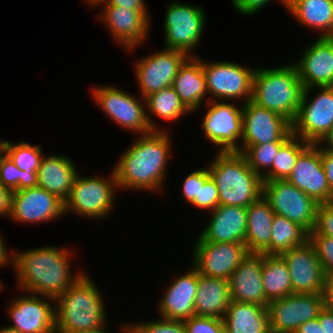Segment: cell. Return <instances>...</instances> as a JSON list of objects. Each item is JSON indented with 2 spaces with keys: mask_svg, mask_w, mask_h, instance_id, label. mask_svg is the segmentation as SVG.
<instances>
[{
  "mask_svg": "<svg viewBox=\"0 0 333 333\" xmlns=\"http://www.w3.org/2000/svg\"><path fill=\"white\" fill-rule=\"evenodd\" d=\"M64 215V202L39 186L11 193L8 219L12 222L48 223Z\"/></svg>",
  "mask_w": 333,
  "mask_h": 333,
  "instance_id": "obj_19",
  "label": "cell"
},
{
  "mask_svg": "<svg viewBox=\"0 0 333 333\" xmlns=\"http://www.w3.org/2000/svg\"><path fill=\"white\" fill-rule=\"evenodd\" d=\"M262 196L275 214L299 224L308 233L314 230L319 203L288 180L263 181Z\"/></svg>",
  "mask_w": 333,
  "mask_h": 333,
  "instance_id": "obj_12",
  "label": "cell"
},
{
  "mask_svg": "<svg viewBox=\"0 0 333 333\" xmlns=\"http://www.w3.org/2000/svg\"><path fill=\"white\" fill-rule=\"evenodd\" d=\"M208 167L198 168L186 175L182 183V197L191 204L194 200H199L200 185L209 177Z\"/></svg>",
  "mask_w": 333,
  "mask_h": 333,
  "instance_id": "obj_41",
  "label": "cell"
},
{
  "mask_svg": "<svg viewBox=\"0 0 333 333\" xmlns=\"http://www.w3.org/2000/svg\"><path fill=\"white\" fill-rule=\"evenodd\" d=\"M316 91L314 97L309 98L310 93ZM332 127L333 86L305 88L292 122V134L306 142L317 144Z\"/></svg>",
  "mask_w": 333,
  "mask_h": 333,
  "instance_id": "obj_10",
  "label": "cell"
},
{
  "mask_svg": "<svg viewBox=\"0 0 333 333\" xmlns=\"http://www.w3.org/2000/svg\"><path fill=\"white\" fill-rule=\"evenodd\" d=\"M309 242L314 246L325 275L333 273V238L309 233Z\"/></svg>",
  "mask_w": 333,
  "mask_h": 333,
  "instance_id": "obj_40",
  "label": "cell"
},
{
  "mask_svg": "<svg viewBox=\"0 0 333 333\" xmlns=\"http://www.w3.org/2000/svg\"><path fill=\"white\" fill-rule=\"evenodd\" d=\"M121 325V326H120ZM120 326V327H119ZM118 326L119 330L122 332V333H133L129 327L127 325H125V323L122 322V324L120 323Z\"/></svg>",
  "mask_w": 333,
  "mask_h": 333,
  "instance_id": "obj_57",
  "label": "cell"
},
{
  "mask_svg": "<svg viewBox=\"0 0 333 333\" xmlns=\"http://www.w3.org/2000/svg\"><path fill=\"white\" fill-rule=\"evenodd\" d=\"M145 101L147 119L153 131H167L163 126L161 127L159 124L156 125V121L152 120L154 116L162 118L163 121L166 122H178L183 116H185V114H192V112L183 104L172 86L150 94L145 98Z\"/></svg>",
  "mask_w": 333,
  "mask_h": 333,
  "instance_id": "obj_32",
  "label": "cell"
},
{
  "mask_svg": "<svg viewBox=\"0 0 333 333\" xmlns=\"http://www.w3.org/2000/svg\"><path fill=\"white\" fill-rule=\"evenodd\" d=\"M110 176H76L71 193L64 202V214L72 213L83 218L101 220L110 216L115 208L119 191L114 171Z\"/></svg>",
  "mask_w": 333,
  "mask_h": 333,
  "instance_id": "obj_6",
  "label": "cell"
},
{
  "mask_svg": "<svg viewBox=\"0 0 333 333\" xmlns=\"http://www.w3.org/2000/svg\"><path fill=\"white\" fill-rule=\"evenodd\" d=\"M232 5L236 12L243 14L244 16H254L263 8L274 0H231ZM282 4L286 9L287 0H277V3Z\"/></svg>",
  "mask_w": 333,
  "mask_h": 333,
  "instance_id": "obj_45",
  "label": "cell"
},
{
  "mask_svg": "<svg viewBox=\"0 0 333 333\" xmlns=\"http://www.w3.org/2000/svg\"><path fill=\"white\" fill-rule=\"evenodd\" d=\"M166 7L163 47L196 56L195 49L199 46L206 27L207 15L204 8L180 1L167 3Z\"/></svg>",
  "mask_w": 333,
  "mask_h": 333,
  "instance_id": "obj_8",
  "label": "cell"
},
{
  "mask_svg": "<svg viewBox=\"0 0 333 333\" xmlns=\"http://www.w3.org/2000/svg\"><path fill=\"white\" fill-rule=\"evenodd\" d=\"M223 323L225 333H271L268 309L261 305L231 300Z\"/></svg>",
  "mask_w": 333,
  "mask_h": 333,
  "instance_id": "obj_30",
  "label": "cell"
},
{
  "mask_svg": "<svg viewBox=\"0 0 333 333\" xmlns=\"http://www.w3.org/2000/svg\"><path fill=\"white\" fill-rule=\"evenodd\" d=\"M320 148L324 150H332L333 151V127L329 130V132L317 143ZM323 146V147H322Z\"/></svg>",
  "mask_w": 333,
  "mask_h": 333,
  "instance_id": "obj_53",
  "label": "cell"
},
{
  "mask_svg": "<svg viewBox=\"0 0 333 333\" xmlns=\"http://www.w3.org/2000/svg\"><path fill=\"white\" fill-rule=\"evenodd\" d=\"M97 15L111 37L126 51L133 53L148 40L151 16L148 10H129L119 6L103 5ZM147 39V40H146Z\"/></svg>",
  "mask_w": 333,
  "mask_h": 333,
  "instance_id": "obj_17",
  "label": "cell"
},
{
  "mask_svg": "<svg viewBox=\"0 0 333 333\" xmlns=\"http://www.w3.org/2000/svg\"><path fill=\"white\" fill-rule=\"evenodd\" d=\"M324 333H333V308L325 306L318 316Z\"/></svg>",
  "mask_w": 333,
  "mask_h": 333,
  "instance_id": "obj_48",
  "label": "cell"
},
{
  "mask_svg": "<svg viewBox=\"0 0 333 333\" xmlns=\"http://www.w3.org/2000/svg\"><path fill=\"white\" fill-rule=\"evenodd\" d=\"M5 239L2 236V232L0 233V267H6V265L14 267V251H9L7 249V244L5 243ZM12 254V255H11Z\"/></svg>",
  "mask_w": 333,
  "mask_h": 333,
  "instance_id": "obj_49",
  "label": "cell"
},
{
  "mask_svg": "<svg viewBox=\"0 0 333 333\" xmlns=\"http://www.w3.org/2000/svg\"><path fill=\"white\" fill-rule=\"evenodd\" d=\"M196 57L202 62L209 101L234 102L239 99L244 104L251 100L255 67L227 60L207 62L197 55Z\"/></svg>",
  "mask_w": 333,
  "mask_h": 333,
  "instance_id": "obj_9",
  "label": "cell"
},
{
  "mask_svg": "<svg viewBox=\"0 0 333 333\" xmlns=\"http://www.w3.org/2000/svg\"><path fill=\"white\" fill-rule=\"evenodd\" d=\"M190 56L180 50L161 48L134 62V75L139 88L138 96L146 98L152 93L172 86L179 68Z\"/></svg>",
  "mask_w": 333,
  "mask_h": 333,
  "instance_id": "obj_13",
  "label": "cell"
},
{
  "mask_svg": "<svg viewBox=\"0 0 333 333\" xmlns=\"http://www.w3.org/2000/svg\"><path fill=\"white\" fill-rule=\"evenodd\" d=\"M0 333H23L7 325L0 328Z\"/></svg>",
  "mask_w": 333,
  "mask_h": 333,
  "instance_id": "obj_55",
  "label": "cell"
},
{
  "mask_svg": "<svg viewBox=\"0 0 333 333\" xmlns=\"http://www.w3.org/2000/svg\"><path fill=\"white\" fill-rule=\"evenodd\" d=\"M191 205L209 212L219 206V190L211 176L204 181L203 185H200L199 200H194Z\"/></svg>",
  "mask_w": 333,
  "mask_h": 333,
  "instance_id": "obj_42",
  "label": "cell"
},
{
  "mask_svg": "<svg viewBox=\"0 0 333 333\" xmlns=\"http://www.w3.org/2000/svg\"><path fill=\"white\" fill-rule=\"evenodd\" d=\"M309 142L292 135L278 150L272 168L262 177V181L287 180L300 153Z\"/></svg>",
  "mask_w": 333,
  "mask_h": 333,
  "instance_id": "obj_35",
  "label": "cell"
},
{
  "mask_svg": "<svg viewBox=\"0 0 333 333\" xmlns=\"http://www.w3.org/2000/svg\"><path fill=\"white\" fill-rule=\"evenodd\" d=\"M4 153L25 173H37L42 157V146L31 145L21 140L17 144L0 140Z\"/></svg>",
  "mask_w": 333,
  "mask_h": 333,
  "instance_id": "obj_36",
  "label": "cell"
},
{
  "mask_svg": "<svg viewBox=\"0 0 333 333\" xmlns=\"http://www.w3.org/2000/svg\"><path fill=\"white\" fill-rule=\"evenodd\" d=\"M3 285H4V284H3L2 281L0 280V292H1V290H3V288H2Z\"/></svg>",
  "mask_w": 333,
  "mask_h": 333,
  "instance_id": "obj_59",
  "label": "cell"
},
{
  "mask_svg": "<svg viewBox=\"0 0 333 333\" xmlns=\"http://www.w3.org/2000/svg\"><path fill=\"white\" fill-rule=\"evenodd\" d=\"M190 267L188 272L178 274L159 298L157 311L160 318L184 321L195 316L198 271L192 265Z\"/></svg>",
  "mask_w": 333,
  "mask_h": 333,
  "instance_id": "obj_23",
  "label": "cell"
},
{
  "mask_svg": "<svg viewBox=\"0 0 333 333\" xmlns=\"http://www.w3.org/2000/svg\"><path fill=\"white\" fill-rule=\"evenodd\" d=\"M133 333H187L180 320L156 319L125 323Z\"/></svg>",
  "mask_w": 333,
  "mask_h": 333,
  "instance_id": "obj_39",
  "label": "cell"
},
{
  "mask_svg": "<svg viewBox=\"0 0 333 333\" xmlns=\"http://www.w3.org/2000/svg\"><path fill=\"white\" fill-rule=\"evenodd\" d=\"M104 305L96 283L84 273L55 298L56 332L108 330Z\"/></svg>",
  "mask_w": 333,
  "mask_h": 333,
  "instance_id": "obj_3",
  "label": "cell"
},
{
  "mask_svg": "<svg viewBox=\"0 0 333 333\" xmlns=\"http://www.w3.org/2000/svg\"><path fill=\"white\" fill-rule=\"evenodd\" d=\"M324 297L326 306L333 308V273L325 275Z\"/></svg>",
  "mask_w": 333,
  "mask_h": 333,
  "instance_id": "obj_52",
  "label": "cell"
},
{
  "mask_svg": "<svg viewBox=\"0 0 333 333\" xmlns=\"http://www.w3.org/2000/svg\"><path fill=\"white\" fill-rule=\"evenodd\" d=\"M295 333H324L319 319H313L303 323Z\"/></svg>",
  "mask_w": 333,
  "mask_h": 333,
  "instance_id": "obj_51",
  "label": "cell"
},
{
  "mask_svg": "<svg viewBox=\"0 0 333 333\" xmlns=\"http://www.w3.org/2000/svg\"><path fill=\"white\" fill-rule=\"evenodd\" d=\"M304 89L333 86V39L317 37L305 46L299 60L293 62Z\"/></svg>",
  "mask_w": 333,
  "mask_h": 333,
  "instance_id": "obj_22",
  "label": "cell"
},
{
  "mask_svg": "<svg viewBox=\"0 0 333 333\" xmlns=\"http://www.w3.org/2000/svg\"><path fill=\"white\" fill-rule=\"evenodd\" d=\"M54 305V298L23 292L7 306L8 326L23 333H56Z\"/></svg>",
  "mask_w": 333,
  "mask_h": 333,
  "instance_id": "obj_18",
  "label": "cell"
},
{
  "mask_svg": "<svg viewBox=\"0 0 333 333\" xmlns=\"http://www.w3.org/2000/svg\"><path fill=\"white\" fill-rule=\"evenodd\" d=\"M171 131H153L138 135L121 154L113 171L118 189L152 191L165 187L166 170L171 160ZM170 133V134H169ZM170 157V158H169Z\"/></svg>",
  "mask_w": 333,
  "mask_h": 333,
  "instance_id": "obj_1",
  "label": "cell"
},
{
  "mask_svg": "<svg viewBox=\"0 0 333 333\" xmlns=\"http://www.w3.org/2000/svg\"><path fill=\"white\" fill-rule=\"evenodd\" d=\"M324 294H297L269 302L271 333H295L303 323L318 318L325 308Z\"/></svg>",
  "mask_w": 333,
  "mask_h": 333,
  "instance_id": "obj_15",
  "label": "cell"
},
{
  "mask_svg": "<svg viewBox=\"0 0 333 333\" xmlns=\"http://www.w3.org/2000/svg\"><path fill=\"white\" fill-rule=\"evenodd\" d=\"M230 302L229 280L198 274L195 316L223 319Z\"/></svg>",
  "mask_w": 333,
  "mask_h": 333,
  "instance_id": "obj_28",
  "label": "cell"
},
{
  "mask_svg": "<svg viewBox=\"0 0 333 333\" xmlns=\"http://www.w3.org/2000/svg\"><path fill=\"white\" fill-rule=\"evenodd\" d=\"M207 165L219 190V205L247 208L262 196V178L239 152H216Z\"/></svg>",
  "mask_w": 333,
  "mask_h": 333,
  "instance_id": "obj_5",
  "label": "cell"
},
{
  "mask_svg": "<svg viewBox=\"0 0 333 333\" xmlns=\"http://www.w3.org/2000/svg\"><path fill=\"white\" fill-rule=\"evenodd\" d=\"M11 191L0 184V216L8 218L10 214Z\"/></svg>",
  "mask_w": 333,
  "mask_h": 333,
  "instance_id": "obj_50",
  "label": "cell"
},
{
  "mask_svg": "<svg viewBox=\"0 0 333 333\" xmlns=\"http://www.w3.org/2000/svg\"><path fill=\"white\" fill-rule=\"evenodd\" d=\"M72 160L64 153L44 155L37 170L38 186L63 202L69 197L78 175V169Z\"/></svg>",
  "mask_w": 333,
  "mask_h": 333,
  "instance_id": "obj_26",
  "label": "cell"
},
{
  "mask_svg": "<svg viewBox=\"0 0 333 333\" xmlns=\"http://www.w3.org/2000/svg\"><path fill=\"white\" fill-rule=\"evenodd\" d=\"M93 101L98 108L107 115L119 128L126 129L138 135L153 132L146 111L144 98L134 96L128 91L108 85L94 86L91 88Z\"/></svg>",
  "mask_w": 333,
  "mask_h": 333,
  "instance_id": "obj_7",
  "label": "cell"
},
{
  "mask_svg": "<svg viewBox=\"0 0 333 333\" xmlns=\"http://www.w3.org/2000/svg\"><path fill=\"white\" fill-rule=\"evenodd\" d=\"M262 281L269 302L292 294L290 274L281 255L263 254Z\"/></svg>",
  "mask_w": 333,
  "mask_h": 333,
  "instance_id": "obj_33",
  "label": "cell"
},
{
  "mask_svg": "<svg viewBox=\"0 0 333 333\" xmlns=\"http://www.w3.org/2000/svg\"><path fill=\"white\" fill-rule=\"evenodd\" d=\"M172 87L193 113L200 110L204 100L209 101L202 62L196 56H190L179 68Z\"/></svg>",
  "mask_w": 333,
  "mask_h": 333,
  "instance_id": "obj_27",
  "label": "cell"
},
{
  "mask_svg": "<svg viewBox=\"0 0 333 333\" xmlns=\"http://www.w3.org/2000/svg\"><path fill=\"white\" fill-rule=\"evenodd\" d=\"M208 223L198 237L213 243L240 242L245 244L247 208L219 205L209 212Z\"/></svg>",
  "mask_w": 333,
  "mask_h": 333,
  "instance_id": "obj_25",
  "label": "cell"
},
{
  "mask_svg": "<svg viewBox=\"0 0 333 333\" xmlns=\"http://www.w3.org/2000/svg\"><path fill=\"white\" fill-rule=\"evenodd\" d=\"M286 11L317 37L333 35V0H287Z\"/></svg>",
  "mask_w": 333,
  "mask_h": 333,
  "instance_id": "obj_31",
  "label": "cell"
},
{
  "mask_svg": "<svg viewBox=\"0 0 333 333\" xmlns=\"http://www.w3.org/2000/svg\"><path fill=\"white\" fill-rule=\"evenodd\" d=\"M287 180L319 204L333 202L321 159V148L317 144L310 143L300 153Z\"/></svg>",
  "mask_w": 333,
  "mask_h": 333,
  "instance_id": "obj_21",
  "label": "cell"
},
{
  "mask_svg": "<svg viewBox=\"0 0 333 333\" xmlns=\"http://www.w3.org/2000/svg\"><path fill=\"white\" fill-rule=\"evenodd\" d=\"M183 322L187 333H224L223 319L192 316Z\"/></svg>",
  "mask_w": 333,
  "mask_h": 333,
  "instance_id": "obj_43",
  "label": "cell"
},
{
  "mask_svg": "<svg viewBox=\"0 0 333 333\" xmlns=\"http://www.w3.org/2000/svg\"><path fill=\"white\" fill-rule=\"evenodd\" d=\"M304 87L294 63L255 68L251 101L294 121Z\"/></svg>",
  "mask_w": 333,
  "mask_h": 333,
  "instance_id": "obj_4",
  "label": "cell"
},
{
  "mask_svg": "<svg viewBox=\"0 0 333 333\" xmlns=\"http://www.w3.org/2000/svg\"><path fill=\"white\" fill-rule=\"evenodd\" d=\"M285 142H269L261 145L246 147L241 154L245 157L249 167L261 178L272 168L279 148Z\"/></svg>",
  "mask_w": 333,
  "mask_h": 333,
  "instance_id": "obj_38",
  "label": "cell"
},
{
  "mask_svg": "<svg viewBox=\"0 0 333 333\" xmlns=\"http://www.w3.org/2000/svg\"><path fill=\"white\" fill-rule=\"evenodd\" d=\"M313 231L319 235L333 238V202L319 204Z\"/></svg>",
  "mask_w": 333,
  "mask_h": 333,
  "instance_id": "obj_44",
  "label": "cell"
},
{
  "mask_svg": "<svg viewBox=\"0 0 333 333\" xmlns=\"http://www.w3.org/2000/svg\"><path fill=\"white\" fill-rule=\"evenodd\" d=\"M4 153V150H3V148H2V146H1V144H0V157H1V155Z\"/></svg>",
  "mask_w": 333,
  "mask_h": 333,
  "instance_id": "obj_58",
  "label": "cell"
},
{
  "mask_svg": "<svg viewBox=\"0 0 333 333\" xmlns=\"http://www.w3.org/2000/svg\"><path fill=\"white\" fill-rule=\"evenodd\" d=\"M263 253H248L229 278L230 298L268 307L262 281Z\"/></svg>",
  "mask_w": 333,
  "mask_h": 333,
  "instance_id": "obj_24",
  "label": "cell"
},
{
  "mask_svg": "<svg viewBox=\"0 0 333 333\" xmlns=\"http://www.w3.org/2000/svg\"><path fill=\"white\" fill-rule=\"evenodd\" d=\"M275 212L261 196L247 207L245 245L249 253L270 255V240Z\"/></svg>",
  "mask_w": 333,
  "mask_h": 333,
  "instance_id": "obj_29",
  "label": "cell"
},
{
  "mask_svg": "<svg viewBox=\"0 0 333 333\" xmlns=\"http://www.w3.org/2000/svg\"><path fill=\"white\" fill-rule=\"evenodd\" d=\"M321 159L325 169L330 192L333 195V151L321 148Z\"/></svg>",
  "mask_w": 333,
  "mask_h": 333,
  "instance_id": "obj_46",
  "label": "cell"
},
{
  "mask_svg": "<svg viewBox=\"0 0 333 333\" xmlns=\"http://www.w3.org/2000/svg\"><path fill=\"white\" fill-rule=\"evenodd\" d=\"M102 5L122 6V8H128L129 10L149 9L144 0H106Z\"/></svg>",
  "mask_w": 333,
  "mask_h": 333,
  "instance_id": "obj_47",
  "label": "cell"
},
{
  "mask_svg": "<svg viewBox=\"0 0 333 333\" xmlns=\"http://www.w3.org/2000/svg\"><path fill=\"white\" fill-rule=\"evenodd\" d=\"M191 265L205 277L229 280L235 269L249 253L240 242L213 243L197 237L192 247Z\"/></svg>",
  "mask_w": 333,
  "mask_h": 333,
  "instance_id": "obj_16",
  "label": "cell"
},
{
  "mask_svg": "<svg viewBox=\"0 0 333 333\" xmlns=\"http://www.w3.org/2000/svg\"><path fill=\"white\" fill-rule=\"evenodd\" d=\"M56 333H111L110 330H98V331H80V332H56Z\"/></svg>",
  "mask_w": 333,
  "mask_h": 333,
  "instance_id": "obj_56",
  "label": "cell"
},
{
  "mask_svg": "<svg viewBox=\"0 0 333 333\" xmlns=\"http://www.w3.org/2000/svg\"><path fill=\"white\" fill-rule=\"evenodd\" d=\"M242 106L243 134L239 153L251 145L286 142L293 135L292 123L284 116L251 100Z\"/></svg>",
  "mask_w": 333,
  "mask_h": 333,
  "instance_id": "obj_14",
  "label": "cell"
},
{
  "mask_svg": "<svg viewBox=\"0 0 333 333\" xmlns=\"http://www.w3.org/2000/svg\"><path fill=\"white\" fill-rule=\"evenodd\" d=\"M0 184L11 192L36 187L37 173H25L3 153L0 157Z\"/></svg>",
  "mask_w": 333,
  "mask_h": 333,
  "instance_id": "obj_37",
  "label": "cell"
},
{
  "mask_svg": "<svg viewBox=\"0 0 333 333\" xmlns=\"http://www.w3.org/2000/svg\"><path fill=\"white\" fill-rule=\"evenodd\" d=\"M292 283V294H323L325 273L314 246L309 240L302 246L281 254Z\"/></svg>",
  "mask_w": 333,
  "mask_h": 333,
  "instance_id": "obj_20",
  "label": "cell"
},
{
  "mask_svg": "<svg viewBox=\"0 0 333 333\" xmlns=\"http://www.w3.org/2000/svg\"><path fill=\"white\" fill-rule=\"evenodd\" d=\"M241 105V106H240ZM208 101L201 129L217 152H238L243 134L242 104Z\"/></svg>",
  "mask_w": 333,
  "mask_h": 333,
  "instance_id": "obj_11",
  "label": "cell"
},
{
  "mask_svg": "<svg viewBox=\"0 0 333 333\" xmlns=\"http://www.w3.org/2000/svg\"><path fill=\"white\" fill-rule=\"evenodd\" d=\"M72 250L66 247L43 246L15 252L14 275L19 290L29 294L57 298L85 271L72 272ZM72 269V270H71Z\"/></svg>",
  "mask_w": 333,
  "mask_h": 333,
  "instance_id": "obj_2",
  "label": "cell"
},
{
  "mask_svg": "<svg viewBox=\"0 0 333 333\" xmlns=\"http://www.w3.org/2000/svg\"><path fill=\"white\" fill-rule=\"evenodd\" d=\"M85 4L87 3L91 8H97L105 3L106 0H84Z\"/></svg>",
  "mask_w": 333,
  "mask_h": 333,
  "instance_id": "obj_54",
  "label": "cell"
},
{
  "mask_svg": "<svg viewBox=\"0 0 333 333\" xmlns=\"http://www.w3.org/2000/svg\"><path fill=\"white\" fill-rule=\"evenodd\" d=\"M309 233L299 224L275 214L270 240V255H281L292 248L304 245Z\"/></svg>",
  "mask_w": 333,
  "mask_h": 333,
  "instance_id": "obj_34",
  "label": "cell"
}]
</instances>
